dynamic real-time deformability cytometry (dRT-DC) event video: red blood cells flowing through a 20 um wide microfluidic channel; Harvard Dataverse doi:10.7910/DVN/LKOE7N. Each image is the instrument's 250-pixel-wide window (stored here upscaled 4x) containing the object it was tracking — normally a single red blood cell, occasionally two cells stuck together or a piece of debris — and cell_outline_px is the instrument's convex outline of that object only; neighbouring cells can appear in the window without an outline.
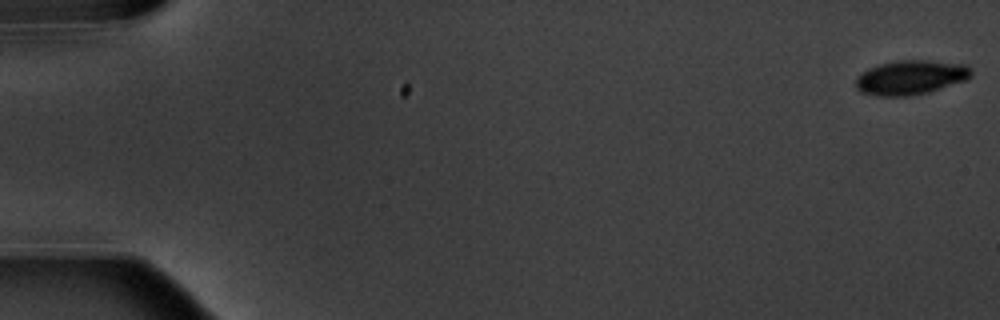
{"species": "common noctule bat (a hibernating species)", "species_latin": "Nyctalus noctula", "temperature_condition": "warm", "stored_images_in_passage": 5, "camera_frame_rate_fps": 3000, "um_per_image_px": 0.085, "animal": {"sex": "male", "body_mass_g": 20.1, "forearm_length_mm": 53.5}, "frame": {"image": 1, "passage_image": 1, "time_ms": 0.0, "image_size_px": [1000, 320], "cell_outline_px": [[972, 76], [968, 80], [928, 92], [908, 96], [876, 96], [860, 92], [856, 88], [856, 76], [868, 68], [880, 64], [900, 60], [928, 60], [968, 64], [972, 68]], "centroid_in_image_um": [77.44, 6.58], "position_along_channel_um": 7.6, "area_um2": 23.47}}
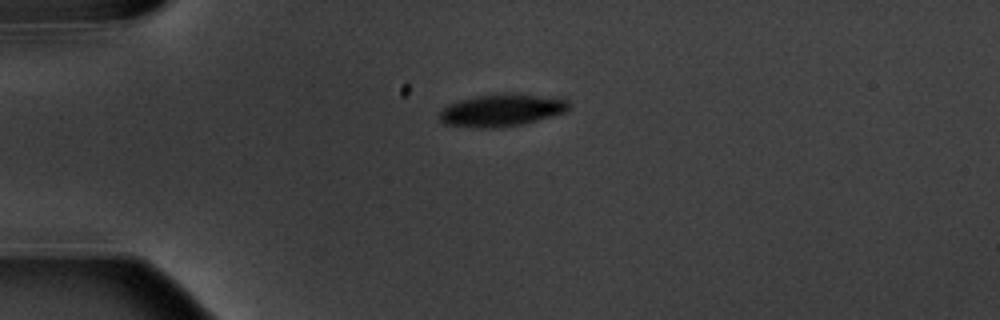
{"frame": {"image": 2, "passage_image": 5, "time_ms": 4.667, "image_size_px": [1000, 320], "cell_outline_px": [[568, 108], [564, 112], [524, 124], [496, 128], [480, 128], [444, 124], [440, 120], [440, 112], [448, 104], [460, 100], [476, 96], [508, 92], [512, 92], [560, 96], [568, 100]], "centroid_in_image_um": [42.69, 9.34], "position_along_channel_um": 42.3, "area_um2": 24.8}}